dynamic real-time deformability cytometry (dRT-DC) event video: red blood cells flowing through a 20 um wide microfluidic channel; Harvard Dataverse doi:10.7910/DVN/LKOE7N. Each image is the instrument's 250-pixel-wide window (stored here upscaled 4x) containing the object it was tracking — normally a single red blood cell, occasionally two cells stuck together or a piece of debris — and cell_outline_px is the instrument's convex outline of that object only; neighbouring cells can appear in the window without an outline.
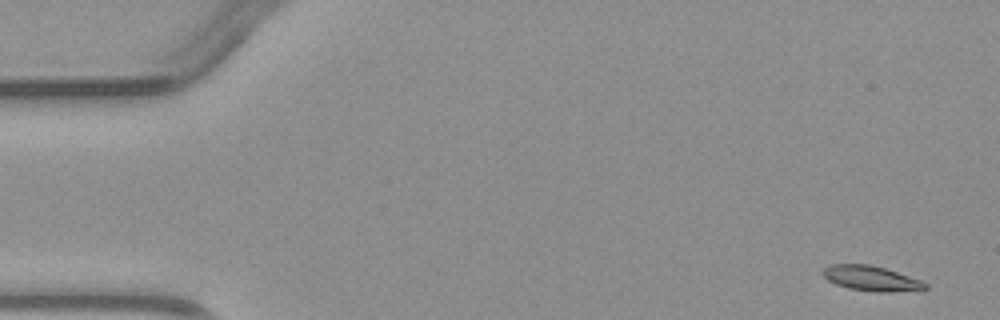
{"species": "common noctule bat (a hibernating species)", "species_latin": "Nyctalus noctula", "temperature_condition": "warm", "stored_images_in_passage": 5, "camera_frame_rate_fps": 3000, "um_per_image_px": 0.085, "animal": {"sex": "male", "body_mass_g": 23.1, "forearm_length_mm": 52.7}, "frame": {"image": 1, "passage_image": 1, "time_ms": 0.0, "image_size_px": [1000, 320], "cell_outline_px": [[928, 288], [924, 292], [876, 292], [848, 288], [836, 284], [828, 280], [820, 272], [824, 268], [832, 264], [868, 264], [884, 268], [920, 280], [928, 284]], "centroid_in_image_um": [74.13, 23.69], "position_along_channel_um": 10.9, "area_um2": 15.2}}
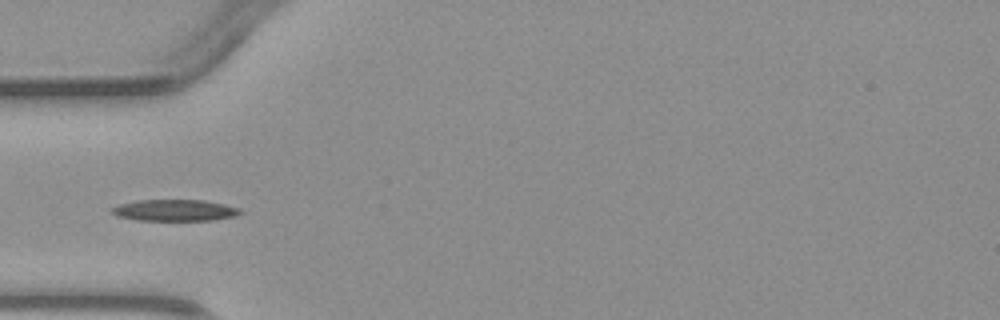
{"frame": {"image": 2, "passage_image": 4, "time_ms": 4.333, "image_size_px": [1000, 320], "cell_outline_px": [[244, 212], [236, 216], [212, 220], [136, 220], [116, 216], [112, 212], [112, 208], [120, 204], [136, 200], [204, 200], [224, 204], [240, 208]], "centroid_in_image_um": [14.89, 17.87], "position_along_channel_um": 70.1, "area_um2": 16.07}}
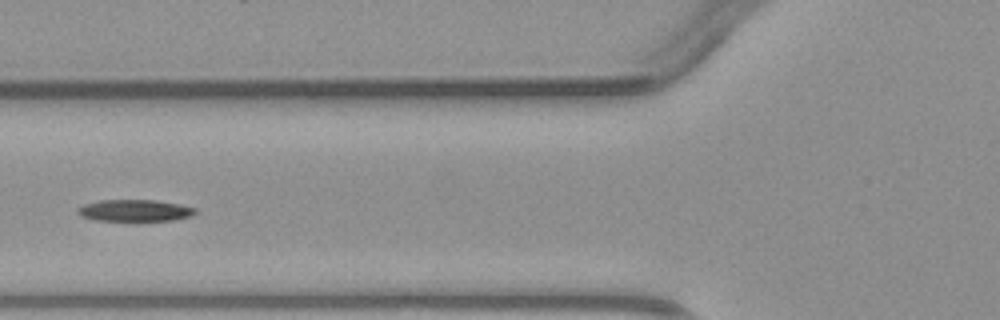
{"frame": {"image": 3, "passage_image": 5, "time_ms": 5.333, "image_size_px": [1000, 320], "cell_outline_px": [[200, 212], [192, 216], [176, 220], [96, 220], [80, 216], [76, 212], [76, 208], [84, 204], [100, 200], [156, 200], [180, 204], [196, 208]], "centroid_in_image_um": [11.49, 17.88], "position_along_channel_um": 114.3, "area_um2": 15.03}}